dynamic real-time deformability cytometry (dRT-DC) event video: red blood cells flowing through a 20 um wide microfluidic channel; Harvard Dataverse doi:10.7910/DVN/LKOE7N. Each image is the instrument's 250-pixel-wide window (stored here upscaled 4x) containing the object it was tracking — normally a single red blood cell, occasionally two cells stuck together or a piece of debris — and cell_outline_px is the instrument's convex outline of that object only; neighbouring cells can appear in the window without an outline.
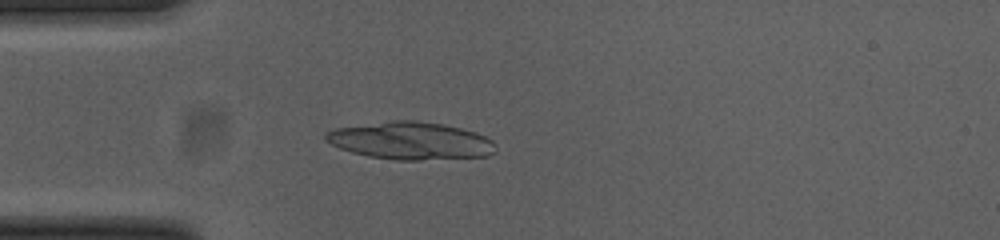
{"species": "common noctule bat (a hibernating species)", "species_latin": "Nyctalus noctula", "temperature_condition": "cold", "stored_images_in_passage": 44, "camera_frame_rate_fps": 3000, "um_per_image_px": 0.085, "animal": {"sex": "female", "body_mass_g": 23.0, "forearm_length_mm": 53.4}, "frame": {"image": 1, "passage_image": 8, "time_ms": 2.333, "image_size_px": [1000, 240], "cell_outline_px": [[496, 152], [488, 156], [420, 160], [396, 160], [368, 156], [352, 152], [340, 148], [324, 140], [324, 132], [336, 128], [392, 120], [416, 120], [440, 124], [460, 128], [476, 132], [492, 140], [496, 144]], "centroid_in_image_um": [34.9, 11.97], "position_along_channel_um": 50.1, "area_um2": 37.22}}
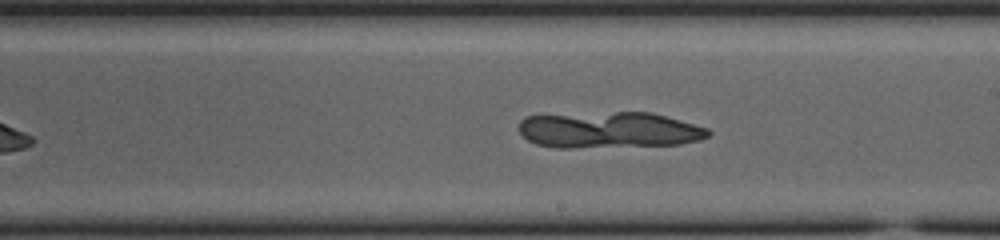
{"frame": {"image": 2, "passage_image": 24, "time_ms": 7.667, "image_size_px": [1000, 240], "cell_outline_px": [[712, 132], [708, 136], [700, 140], [680, 144], [572, 148], [556, 148], [536, 144], [528, 140], [520, 132], [520, 120], [528, 116], [616, 112], [652, 112], [708, 128]], "centroid_in_image_um": [51.8, 11.06], "position_along_channel_um": 237.2, "area_um2": 39.82}}
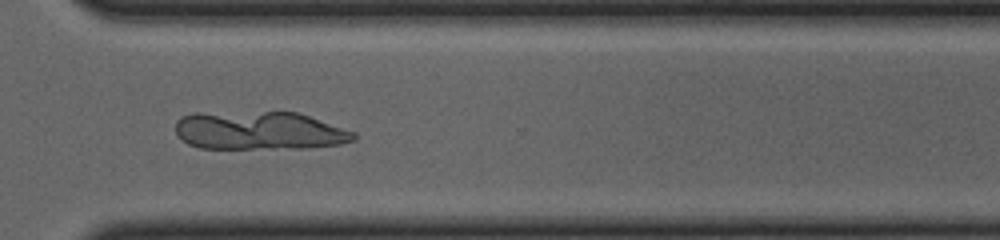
{"frame": {"image": 3, "passage_image": 33, "time_ms": 10.667, "image_size_px": [1000, 240], "cell_outline_px": [[356, 140], [340, 144], [308, 148], [200, 148], [188, 144], [176, 132], [176, 120], [180, 116], [192, 112], [296, 112], [356, 132]], "centroid_in_image_um": [22.03, 11.1], "position_along_channel_um": 348.6, "area_um2": 39.94}}